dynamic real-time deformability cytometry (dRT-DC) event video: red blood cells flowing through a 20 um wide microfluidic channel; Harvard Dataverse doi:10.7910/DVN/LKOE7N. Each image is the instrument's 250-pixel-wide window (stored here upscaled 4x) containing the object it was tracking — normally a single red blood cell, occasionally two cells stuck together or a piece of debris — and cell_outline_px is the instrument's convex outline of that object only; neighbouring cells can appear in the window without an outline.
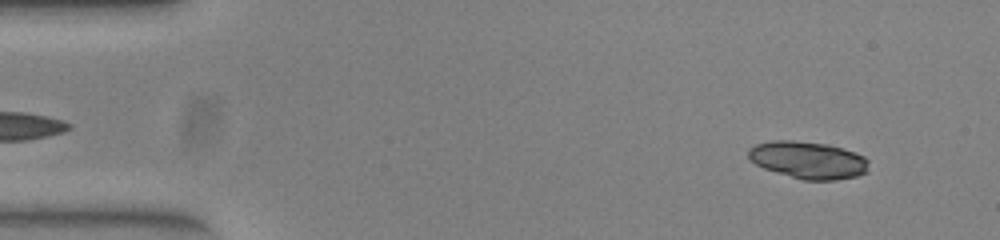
{"species": "common noctule bat (a hibernating species)", "species_latin": "Nyctalus noctula", "temperature_condition": "warm", "stored_images_in_passage": 28, "camera_frame_rate_fps": 3000, "um_per_image_px": 0.085, "animal": {"sex": "female", "body_mass_g": 23.0, "forearm_length_mm": 53.4}, "frame": {"image": 1, "passage_image": 4, "time_ms": 1.0, "image_size_px": [1000, 240], "cell_outline_px": [[868, 172], [856, 176], [836, 180], [804, 180], [776, 172], [764, 168], [756, 164], [748, 156], [748, 148], [756, 144], [772, 140], [792, 140], [828, 144], [856, 152], [864, 156], [868, 160]], "centroid_in_image_um": [68.71, 13.59], "position_along_channel_um": 16.3, "area_um2": 26.18}}
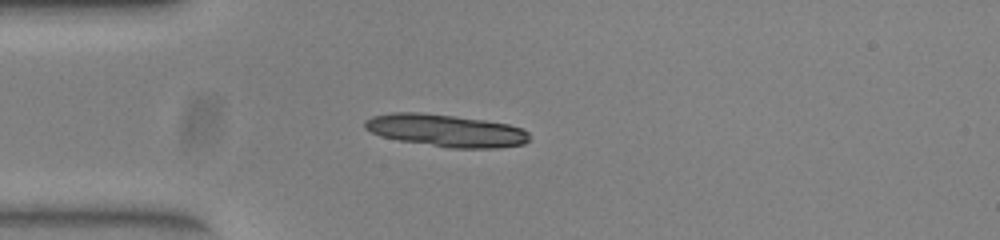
{"frame": {"image": 2, "passage_image": 13, "time_ms": 4.0, "image_size_px": [1000, 240], "cell_outline_px": [[528, 140], [524, 144], [500, 148], [448, 148], [400, 140], [380, 136], [364, 128], [364, 120], [372, 116], [392, 112], [420, 112], [484, 120], [508, 124], [524, 128], [528, 132]], "centroid_in_image_um": [37.9, 11.1], "position_along_channel_um": 47.1, "area_um2": 31.1}}